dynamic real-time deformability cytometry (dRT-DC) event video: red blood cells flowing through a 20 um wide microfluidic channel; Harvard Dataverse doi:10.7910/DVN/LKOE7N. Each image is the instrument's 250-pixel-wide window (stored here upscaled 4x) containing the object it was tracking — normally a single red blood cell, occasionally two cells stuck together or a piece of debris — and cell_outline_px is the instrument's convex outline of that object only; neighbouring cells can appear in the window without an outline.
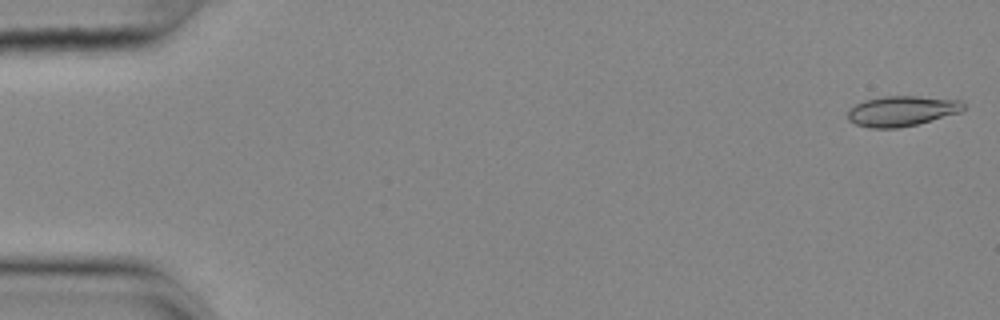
{"species": "common noctule bat (a hibernating species)", "species_latin": "Nyctalus noctula", "temperature_condition": "cold", "stored_images_in_passage": 18, "camera_frame_rate_fps": 3000, "um_per_image_px": 0.085, "animal": {"sex": "female", "body_mass_g": 25.1}, "frame": {"image": 1, "passage_image": 1, "time_ms": 0.0, "image_size_px": [1000, 320], "cell_outline_px": [[964, 108], [960, 112], [916, 124], [900, 128], [868, 128], [856, 124], [848, 120], [848, 112], [856, 104], [864, 100], [884, 96], [916, 96], [960, 100], [964, 104]], "centroid_in_image_um": [76.63, 9.44], "position_along_channel_um": 8.4, "area_um2": 20.23}}
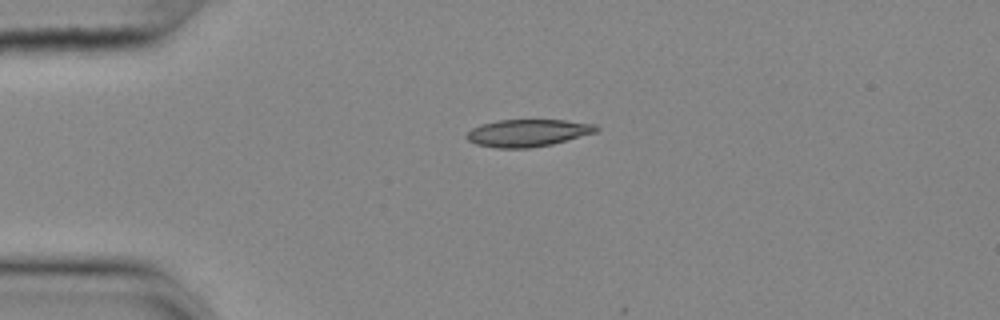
{"frame": {"image": 2, "passage_image": 13, "time_ms": 4.0, "image_size_px": [1000, 320], "cell_outline_px": [[600, 128], [596, 132], [552, 144], [528, 148], [496, 148], [476, 144], [468, 140], [464, 136], [472, 128], [480, 124], [500, 120], [564, 120], [596, 124]], "centroid_in_image_um": [44.85, 11.29], "position_along_channel_um": 40.2, "area_um2": 20.58}}